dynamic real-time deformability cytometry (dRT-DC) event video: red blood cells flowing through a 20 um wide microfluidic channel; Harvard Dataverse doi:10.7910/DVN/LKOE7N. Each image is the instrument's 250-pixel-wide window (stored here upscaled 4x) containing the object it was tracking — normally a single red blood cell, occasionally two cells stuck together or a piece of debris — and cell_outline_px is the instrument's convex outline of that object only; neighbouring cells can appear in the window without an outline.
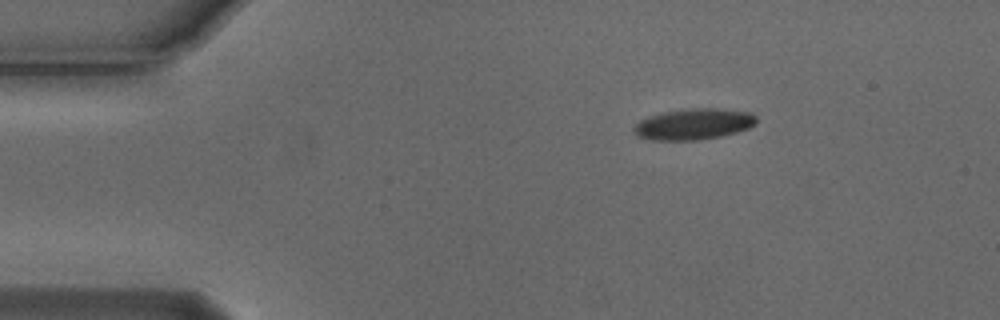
{"species": "Egyptian fruit bat (a non-hibernating species)", "species_latin": "Rousettus aegyptiacus", "temperature_condition": "cold", "stored_images_in_passage": 4, "camera_frame_rate_fps": 3000, "um_per_image_px": 0.085, "animal": {"sex": "male"}, "frame": {"image": 1, "passage_image": 1, "time_ms": 0.0, "image_size_px": [1000, 320], "cell_outline_px": [[756, 124], [748, 128], [736, 132], [720, 136], [696, 140], [652, 140], [636, 136], [632, 132], [632, 128], [640, 120], [664, 112], [692, 108], [716, 108], [752, 112], [756, 116]], "centroid_in_image_um": [58.96, 10.55], "position_along_channel_um": 26.0, "area_um2": 22.14}}
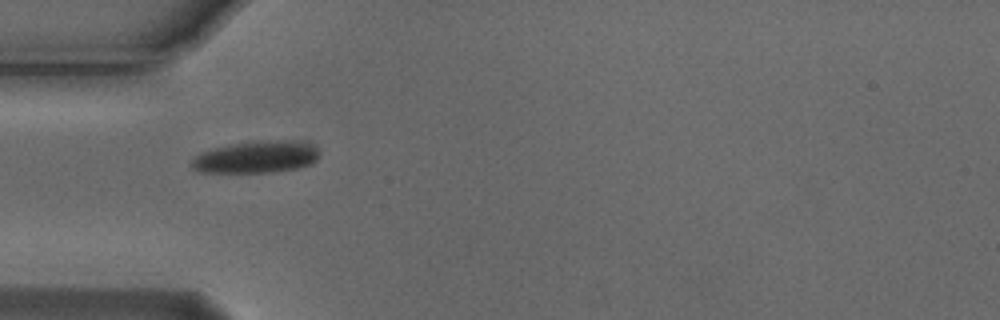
{"frame": {"image": 2, "passage_image": 3, "time_ms": 0.667, "image_size_px": [1000, 320], "cell_outline_px": [[320, 156], [312, 164], [296, 168], [272, 172], [200, 172], [192, 168], [192, 160], [200, 152], [216, 148], [252, 140], [288, 140], [312, 144], [320, 152]], "centroid_in_image_um": [21.82, 13.34], "position_along_channel_um": 63.2, "area_um2": 23.81}}
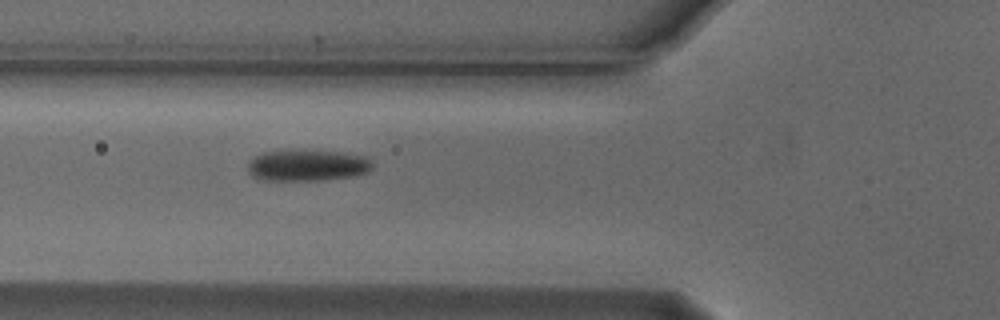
{"frame": {"image": 3, "passage_image": 4, "time_ms": 1.0, "image_size_px": [1000, 320], "cell_outline_px": [[372, 168], [368, 172], [348, 176], [312, 180], [264, 180], [252, 176], [248, 172], [248, 164], [256, 156], [264, 152], [340, 152], [368, 156], [372, 160]], "centroid_in_image_um": [26.15, 14.07], "position_along_channel_um": 99.6, "area_um2": 21.91}}